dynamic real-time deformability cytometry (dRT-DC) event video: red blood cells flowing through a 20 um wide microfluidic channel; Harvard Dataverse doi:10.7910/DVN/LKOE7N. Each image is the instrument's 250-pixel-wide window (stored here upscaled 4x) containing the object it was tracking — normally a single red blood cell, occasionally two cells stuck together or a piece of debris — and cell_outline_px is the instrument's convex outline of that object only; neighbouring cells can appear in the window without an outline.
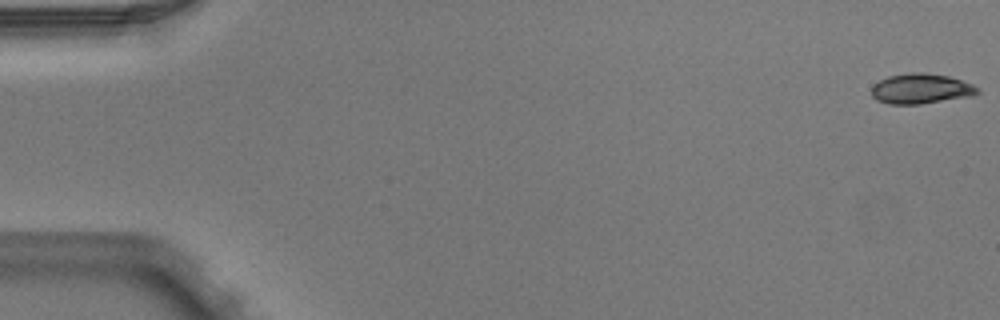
{"species": "Egyptian fruit bat (a non-hibernating species)", "species_latin": "Rousettus aegyptiacus", "temperature_condition": "warm", "stored_images_in_passage": 5, "camera_frame_rate_fps": 3000, "um_per_image_px": 0.085, "animal": {"sex": "male"}, "frame": {"image": 1, "passage_image": 1, "time_ms": 0.0, "image_size_px": [1000, 320], "cell_outline_px": [[980, 92], [972, 96], [920, 104], [888, 104], [876, 100], [872, 96], [872, 88], [880, 80], [888, 76], [908, 72], [924, 72], [948, 76], [972, 84], [980, 88]], "centroid_in_image_um": [78.29, 7.54], "position_along_channel_um": 6.7, "area_um2": 18.67}}